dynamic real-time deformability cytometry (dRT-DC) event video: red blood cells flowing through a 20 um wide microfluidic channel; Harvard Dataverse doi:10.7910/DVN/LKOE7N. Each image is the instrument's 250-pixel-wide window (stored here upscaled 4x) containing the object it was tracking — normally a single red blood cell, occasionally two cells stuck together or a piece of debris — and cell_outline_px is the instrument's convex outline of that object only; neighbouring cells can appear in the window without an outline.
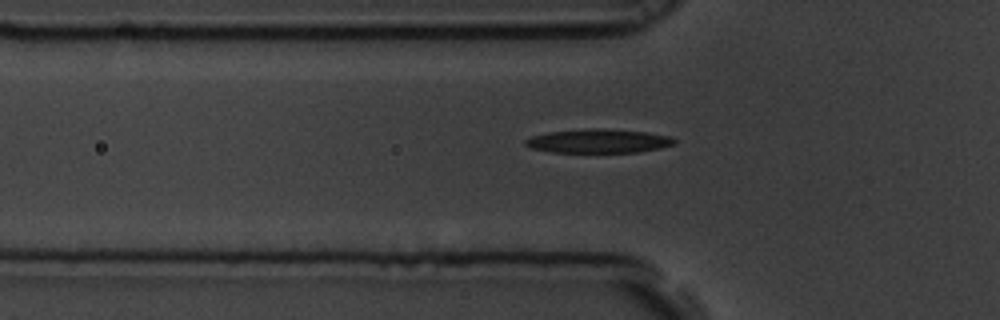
{"species": "common noctule bat (a hibernating species)", "species_latin": "Nyctalus noctula", "temperature_condition": "room temperature", "stored_images_in_passage": 43, "camera_frame_rate_fps": 3000, "um_per_image_px": 0.085, "animal": {"sex": "male", "body_mass_g": 19.5, "forearm_length_mm": 54.6}, "frame": {"image": 1, "passage_image": 4, "time_ms": 1.0, "image_size_px": [1000, 320], "cell_outline_px": [[676, 144], [660, 148], [640, 152], [552, 152], [528, 148], [524, 144], [524, 140], [532, 136], [548, 132], [592, 128], [596, 128], [648, 132], [672, 136], [676, 140]], "centroid_in_image_um": [50.88, 11.99], "position_along_channel_um": 74.9, "area_um2": 20.87}}
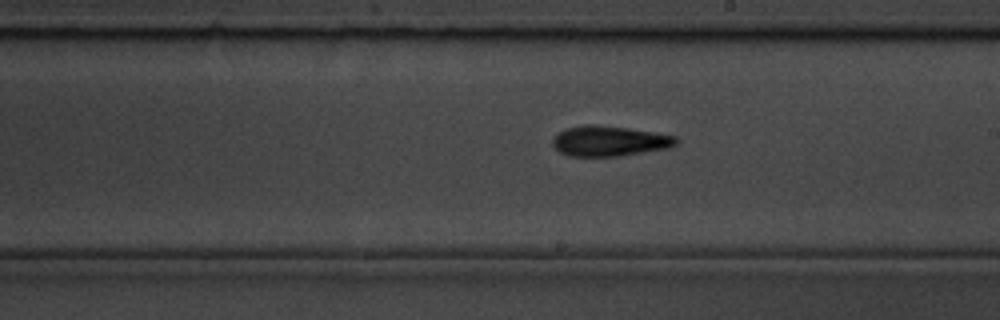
{"frame": {"image": 2, "passage_image": 18, "time_ms": 5.667, "image_size_px": [1000, 320], "cell_outline_px": [[680, 140], [676, 144], [668, 148], [616, 156], [568, 156], [560, 152], [552, 144], [552, 140], [564, 128], [584, 124], [596, 124], [628, 128], [676, 136]], "centroid_in_image_um": [51.78, 11.97], "position_along_channel_um": 237.2, "area_um2": 21.73}}
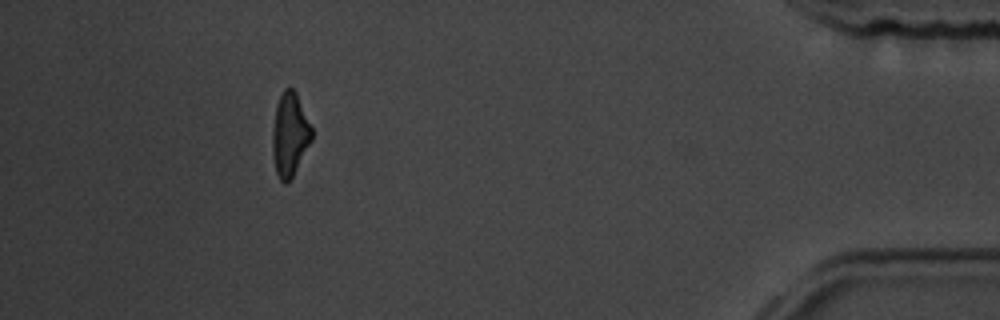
{"frame": {"image": 3, "passage_image": 38, "time_ms": 12.333, "image_size_px": [1000, 320], "cell_outline_px": [[312, 140], [292, 176], [284, 184], [280, 180], [276, 172], [272, 152], [272, 128], [276, 104], [284, 88], [292, 88], [296, 92], [312, 128]], "centroid_in_image_um": [24.62, 11.41], "position_along_channel_um": 410.6, "area_um2": 18.96}, "authors_computed_cell_mechanics": {"area_um2": 20.4612, "velocity_mm_per_s": 3.4695, "shape_relaxation_time_tau1_ms": 3.5542, "shape_relaxation_time_tau2_ms": null, "deformation_change_tau1": 0.1634, "deformation_change_tau2": null}}